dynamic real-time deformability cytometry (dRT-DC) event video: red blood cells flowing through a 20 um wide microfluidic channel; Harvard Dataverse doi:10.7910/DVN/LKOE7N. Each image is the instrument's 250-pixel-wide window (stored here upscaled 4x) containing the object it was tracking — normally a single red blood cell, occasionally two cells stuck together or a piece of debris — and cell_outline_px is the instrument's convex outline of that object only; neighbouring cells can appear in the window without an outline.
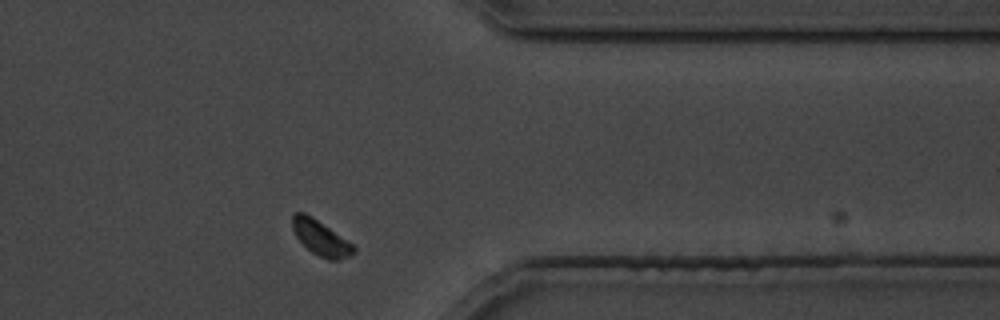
{"species": "common noctule bat (a hibernating species)", "species_latin": "Nyctalus noctula", "temperature_condition": "cold", "stored_images_in_passage": 30, "segment_of_instrument_passage": [1, 2], "camera_frame_rate_fps": 3000, "um_per_image_px": 0.085, "animal": {"sex": "male", "body_mass_g": 19.5, "forearm_length_mm": 54.6}, "frame": {"image": 1, "passage_image": 22, "time_ms": 25.667, "image_size_px": [1000, 320], "cell_outline_px": [[356, 252], [340, 260], [328, 260], [312, 252], [296, 236], [292, 228], [292, 212], [304, 212], [312, 216], [352, 244], [356, 248]], "centroid_in_image_um": [27.25, 20.21], "position_along_channel_um": 384.1, "area_um2": 12.31}}